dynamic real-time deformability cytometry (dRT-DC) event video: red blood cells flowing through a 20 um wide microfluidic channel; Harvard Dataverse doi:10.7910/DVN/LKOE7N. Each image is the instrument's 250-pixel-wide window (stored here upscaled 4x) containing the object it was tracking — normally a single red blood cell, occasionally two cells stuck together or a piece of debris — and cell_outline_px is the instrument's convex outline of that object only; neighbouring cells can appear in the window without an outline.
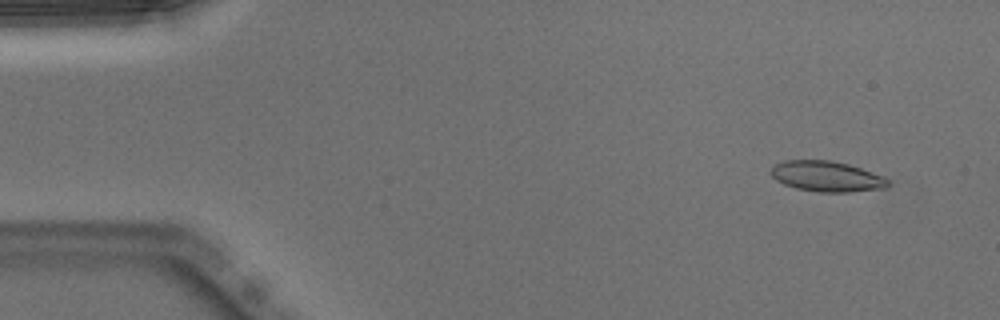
{"species": "Egyptian fruit bat (a non-hibernating species)", "species_latin": "Rousettus aegyptiacus", "temperature_condition": "warm", "stored_images_in_passage": 50, "camera_frame_rate_fps": 3000, "um_per_image_px": 0.085, "animal": {"sex": "male"}, "frame": {"image": 1, "passage_image": 4, "time_ms": 1.0, "image_size_px": [1000, 320], "cell_outline_px": [[888, 184], [884, 188], [848, 192], [820, 192], [796, 188], [784, 184], [776, 180], [768, 172], [776, 164], [784, 160], [832, 160], [848, 164], [884, 176], [888, 180]], "centroid_in_image_um": [70.24, 14.98], "position_along_channel_um": 14.8, "area_um2": 20.75}}
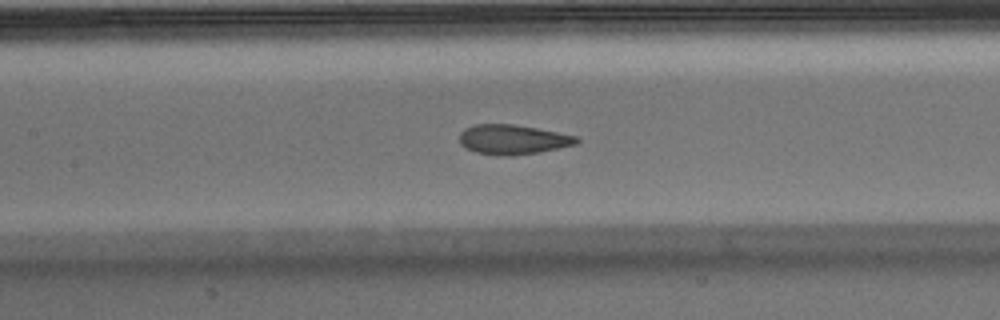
{"frame": {"image": 2, "passage_image": 23, "time_ms": 7.333, "image_size_px": [1000, 320], "cell_outline_px": [[580, 140], [576, 144], [540, 152], [512, 156], [508, 156], [476, 152], [464, 148], [460, 144], [460, 132], [464, 128], [476, 124], [516, 124], [576, 136]], "centroid_in_image_um": [43.56, 11.85], "position_along_channel_um": 163.8, "area_um2": 20.23}}
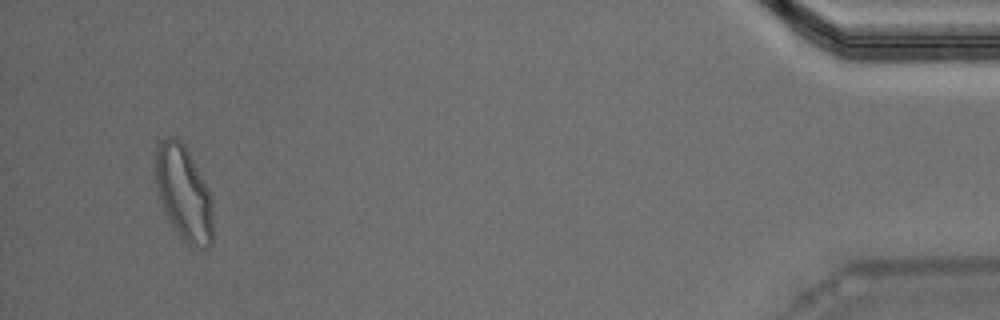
{"frame": {"image": 3, "passage_image": 48, "time_ms": 15.667, "image_size_px": [1000, 320], "cell_outline_px": [[212, 244], [208, 248], [192, 248], [180, 236], [172, 224], [160, 200], [156, 188], [156, 148], [160, 140], [168, 136], [176, 136], [184, 144], [208, 188], [212, 200]], "centroid_in_image_um": [15.62, 16.41], "position_along_channel_um": 419.6, "area_um2": 31.56}, "authors_computed_cell_mechanics": {"area_um2": 20.8947, "velocity_mm_per_s": 3.9849, "shape_relaxation_time_tau1_ms": 5.6009, "shape_relaxation_time_tau2_ms": 0.9207, "deformation_change_tau1": 0.2135, "deformation_change_tau2": 0.0791}}